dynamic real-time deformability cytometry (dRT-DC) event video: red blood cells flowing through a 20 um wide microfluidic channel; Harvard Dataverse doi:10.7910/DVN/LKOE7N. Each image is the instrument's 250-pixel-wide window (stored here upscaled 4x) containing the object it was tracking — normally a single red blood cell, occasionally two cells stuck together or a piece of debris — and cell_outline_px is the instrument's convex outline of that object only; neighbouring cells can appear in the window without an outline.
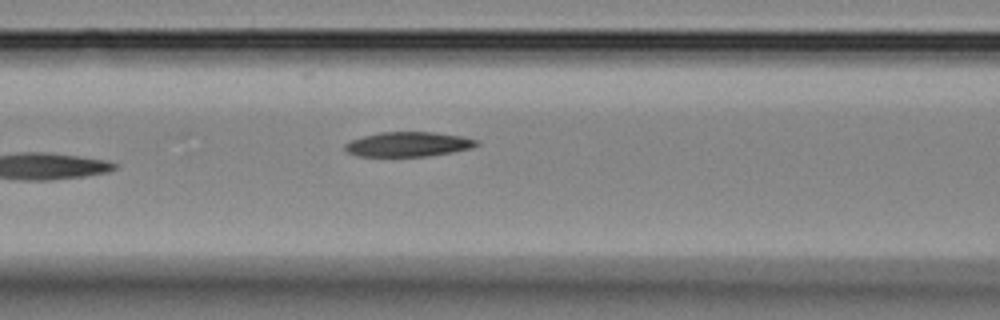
{"species": "Egyptian fruit bat (a non-hibernating species)", "species_latin": "Rousettus aegyptiacus", "temperature_condition": "room temperature", "stored_images_in_passage": 5, "camera_frame_rate_fps": 3000, "um_per_image_px": 0.085, "animal": {"sex": "female"}, "frame": {"image": 1, "passage_image": 5, "time_ms": 4.667, "image_size_px": [1000, 320], "cell_outline_px": [[480, 144], [472, 148], [452, 152], [428, 156], [356, 156], [348, 152], [344, 148], [344, 144], [352, 140], [364, 136], [380, 132], [432, 132], [460, 136], [480, 140]], "centroid_in_image_um": [34.73, 12.26], "position_along_channel_um": 131.9, "area_um2": 18.9}}